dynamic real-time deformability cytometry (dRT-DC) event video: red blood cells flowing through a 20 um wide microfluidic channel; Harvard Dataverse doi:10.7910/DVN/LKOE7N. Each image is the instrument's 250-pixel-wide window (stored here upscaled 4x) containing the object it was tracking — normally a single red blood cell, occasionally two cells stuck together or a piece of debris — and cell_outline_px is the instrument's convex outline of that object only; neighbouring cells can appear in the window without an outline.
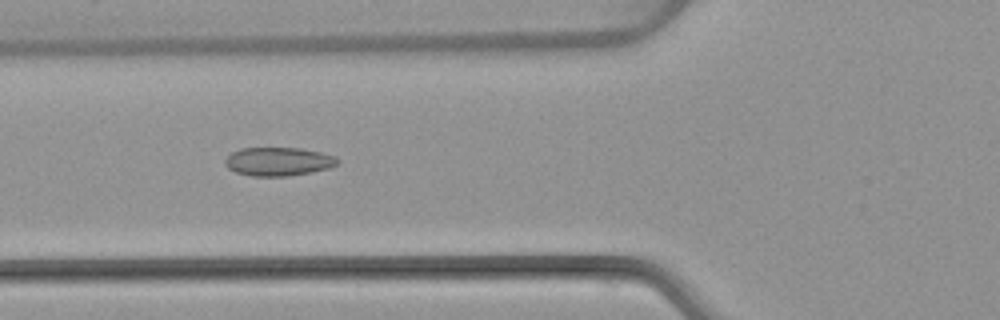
{"species": "common noctule bat (a hibernating species)", "species_latin": "Nyctalus noctula", "temperature_condition": "warm", "stored_images_in_passage": 6, "camera_frame_rate_fps": 3000, "um_per_image_px": 0.085, "animal": {"sex": "female", "body_mass_g": 22.7, "forearm_length_mm": 54.2}, "frame": {"image": 1, "passage_image": 5, "time_ms": 5.333, "image_size_px": [1000, 320], "cell_outline_px": [[340, 160], [336, 164], [328, 168], [312, 172], [288, 176], [252, 176], [236, 172], [228, 168], [224, 164], [224, 160], [232, 152], [240, 148], [300, 148], [320, 152], [336, 156]], "centroid_in_image_um": [23.65, 13.73], "position_along_channel_um": 102.1, "area_um2": 18.73}}
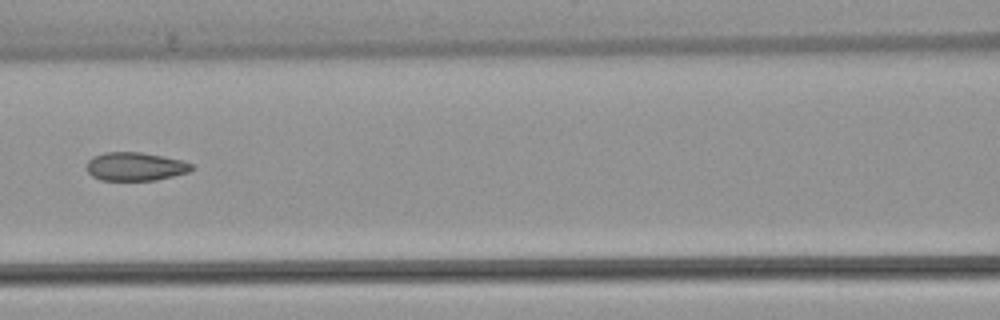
{"frame": {"image": 2, "passage_image": 6, "time_ms": 6.667, "image_size_px": [1000, 320], "cell_outline_px": [[196, 168], [188, 172], [156, 180], [100, 180], [92, 176], [84, 168], [88, 160], [92, 156], [104, 152], [140, 152], [184, 160], [192, 164]], "centroid_in_image_um": [11.48, 14.15], "position_along_channel_um": 155.1, "area_um2": 17.63}}